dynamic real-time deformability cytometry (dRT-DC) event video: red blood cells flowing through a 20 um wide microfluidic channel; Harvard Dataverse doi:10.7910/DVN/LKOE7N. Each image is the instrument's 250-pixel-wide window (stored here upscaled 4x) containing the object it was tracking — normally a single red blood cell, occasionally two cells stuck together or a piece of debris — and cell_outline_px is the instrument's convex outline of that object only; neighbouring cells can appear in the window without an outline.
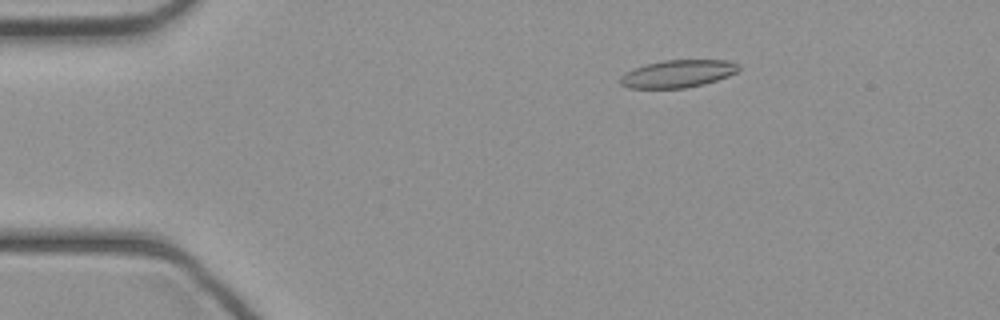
{"species": "common noctule bat (a hibernating species)", "species_latin": "Nyctalus noctula", "temperature_condition": "cold", "stored_images_in_passage": 45, "camera_frame_rate_fps": 3000, "um_per_image_px": 0.085, "animal": {"sex": "female", "body_mass_g": 21.9}, "frame": {"image": 1, "passage_image": 8, "time_ms": 2.333, "image_size_px": [1000, 320], "cell_outline_px": [[740, 68], [736, 72], [728, 76], [704, 84], [684, 88], [628, 88], [620, 84], [620, 76], [644, 64], [664, 60], [728, 60], [740, 64]], "centroid_in_image_um": [57.63, 6.26], "position_along_channel_um": 27.4, "area_um2": 18.96}}
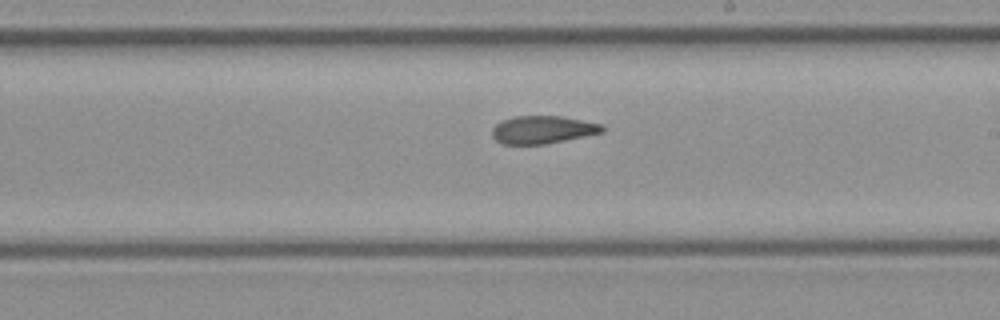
{"frame": {"image": 2, "passage_image": 26, "time_ms": 8.333, "image_size_px": [1000, 320], "cell_outline_px": [[604, 132], [544, 144], [504, 144], [496, 140], [492, 136], [492, 128], [500, 120], [516, 116], [560, 116], [604, 124]], "centroid_in_image_um": [46.12, 11.01], "position_along_channel_um": 242.9, "area_um2": 17.8}}
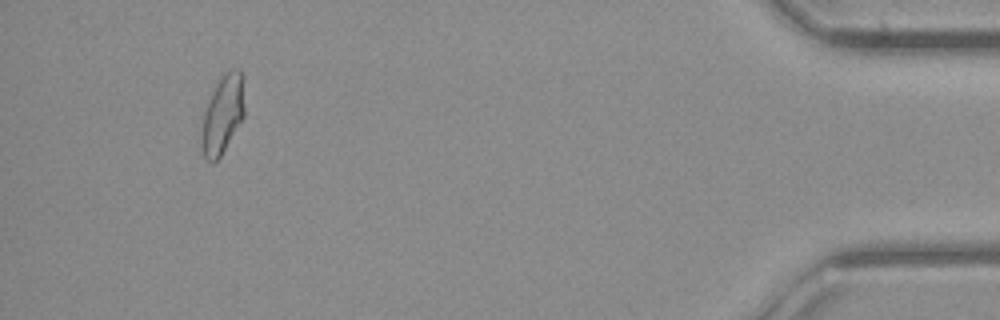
{"frame": {"image": 3, "passage_image": 42, "time_ms": 13.667, "image_size_px": [1000, 320], "cell_outline_px": [[244, 116], [220, 156], [212, 164], [204, 156], [200, 136], [200, 128], [204, 112], [212, 92], [216, 84], [224, 72], [232, 68], [240, 68], [244, 76]], "centroid_in_image_um": [18.93, 9.67], "position_along_channel_um": 416.3, "area_um2": 19.83}}